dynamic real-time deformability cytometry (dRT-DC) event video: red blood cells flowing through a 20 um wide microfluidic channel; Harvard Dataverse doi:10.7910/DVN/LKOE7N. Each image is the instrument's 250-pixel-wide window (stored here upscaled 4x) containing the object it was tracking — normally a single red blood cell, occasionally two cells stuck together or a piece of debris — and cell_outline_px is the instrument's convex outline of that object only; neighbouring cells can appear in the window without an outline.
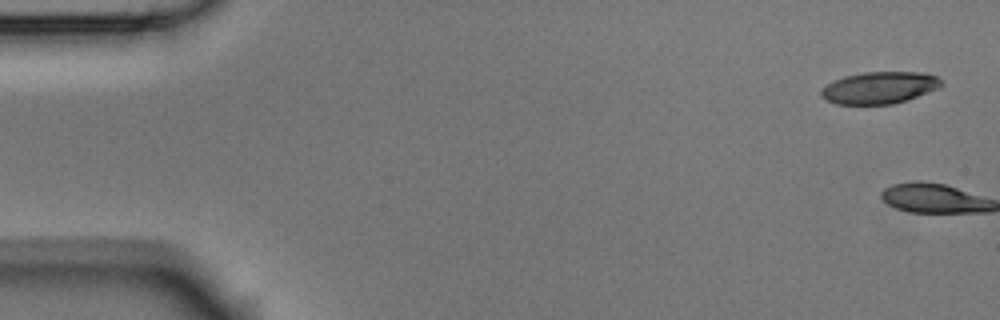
{"species": "Egyptian fruit bat (a non-hibernating species)", "species_latin": "Rousettus aegyptiacus", "temperature_condition": "room temperature", "stored_images_in_passage": 6, "camera_frame_rate_fps": 3000, "um_per_image_px": 0.085, "animal": {"sex": "male"}, "frame": {"image": 1, "passage_image": 1, "time_ms": 0.0, "image_size_px": [1000, 320], "cell_outline_px": [[944, 84], [940, 88], [908, 100], [892, 104], [836, 104], [820, 96], [820, 92], [832, 80], [844, 76], [864, 72], [920, 72], [936, 76], [944, 80]], "centroid_in_image_um": [74.8, 7.45], "position_along_channel_um": 10.2, "area_um2": 22.54}}